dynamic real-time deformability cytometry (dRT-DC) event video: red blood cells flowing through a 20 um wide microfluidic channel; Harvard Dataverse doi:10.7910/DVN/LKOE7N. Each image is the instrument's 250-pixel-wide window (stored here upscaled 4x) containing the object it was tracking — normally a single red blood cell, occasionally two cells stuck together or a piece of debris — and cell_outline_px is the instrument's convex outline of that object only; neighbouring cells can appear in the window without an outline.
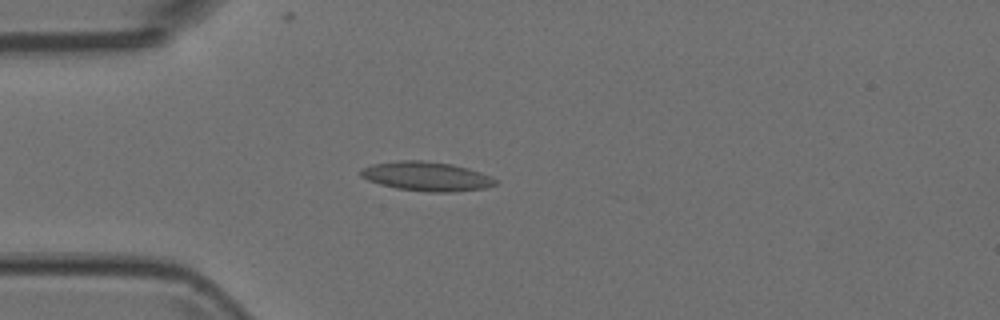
{"species": "Egyptian fruit bat (a non-hibernating species)", "species_latin": "Rousettus aegyptiacus", "temperature_condition": "room temperature", "stored_images_in_passage": 1, "camera_frame_rate_fps": 3000, "um_per_image_px": 0.085, "animal": {"sex": "female"}, "frame": {"image": 1, "passage_image": 1, "time_ms": 0.0, "image_size_px": [1000, 320], "cell_outline_px": [[496, 184], [484, 188], [452, 192], [428, 192], [396, 188], [380, 184], [368, 180], [360, 176], [360, 168], [372, 164], [400, 160], [420, 160], [452, 164], [468, 168], [480, 172], [496, 180]], "centroid_in_image_um": [36.21, 14.98], "position_along_channel_um": 48.8, "area_um2": 22.83}}